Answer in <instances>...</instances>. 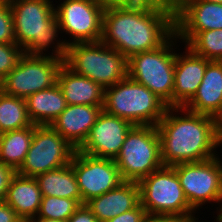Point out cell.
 Listing matches in <instances>:
<instances>
[{"mask_svg":"<svg viewBox=\"0 0 222 222\" xmlns=\"http://www.w3.org/2000/svg\"><path fill=\"white\" fill-rule=\"evenodd\" d=\"M137 183L148 215L195 217L172 166H162Z\"/></svg>","mask_w":222,"mask_h":222,"instance_id":"ba28073f","label":"cell"},{"mask_svg":"<svg viewBox=\"0 0 222 222\" xmlns=\"http://www.w3.org/2000/svg\"><path fill=\"white\" fill-rule=\"evenodd\" d=\"M149 5L166 8L172 13H176L188 0H138Z\"/></svg>","mask_w":222,"mask_h":222,"instance_id":"d6a6232c","label":"cell"},{"mask_svg":"<svg viewBox=\"0 0 222 222\" xmlns=\"http://www.w3.org/2000/svg\"><path fill=\"white\" fill-rule=\"evenodd\" d=\"M222 145V117L218 120V146Z\"/></svg>","mask_w":222,"mask_h":222,"instance_id":"d590c367","label":"cell"},{"mask_svg":"<svg viewBox=\"0 0 222 222\" xmlns=\"http://www.w3.org/2000/svg\"><path fill=\"white\" fill-rule=\"evenodd\" d=\"M103 106L67 105L51 123V127L76 150L86 140Z\"/></svg>","mask_w":222,"mask_h":222,"instance_id":"e0dca14e","label":"cell"},{"mask_svg":"<svg viewBox=\"0 0 222 222\" xmlns=\"http://www.w3.org/2000/svg\"><path fill=\"white\" fill-rule=\"evenodd\" d=\"M204 1L211 2V3L222 4V0H204Z\"/></svg>","mask_w":222,"mask_h":222,"instance_id":"f35d334b","label":"cell"},{"mask_svg":"<svg viewBox=\"0 0 222 222\" xmlns=\"http://www.w3.org/2000/svg\"><path fill=\"white\" fill-rule=\"evenodd\" d=\"M145 222H198V218L188 216L148 215Z\"/></svg>","mask_w":222,"mask_h":222,"instance_id":"836d02e7","label":"cell"},{"mask_svg":"<svg viewBox=\"0 0 222 222\" xmlns=\"http://www.w3.org/2000/svg\"><path fill=\"white\" fill-rule=\"evenodd\" d=\"M33 222H63L56 219H48V218H34L32 219Z\"/></svg>","mask_w":222,"mask_h":222,"instance_id":"8d00e7d4","label":"cell"},{"mask_svg":"<svg viewBox=\"0 0 222 222\" xmlns=\"http://www.w3.org/2000/svg\"><path fill=\"white\" fill-rule=\"evenodd\" d=\"M15 173L11 167L0 162V201H4L9 182Z\"/></svg>","mask_w":222,"mask_h":222,"instance_id":"4dcf8cb0","label":"cell"},{"mask_svg":"<svg viewBox=\"0 0 222 222\" xmlns=\"http://www.w3.org/2000/svg\"><path fill=\"white\" fill-rule=\"evenodd\" d=\"M185 52H176L174 69L173 107H184L197 93L210 60L195 54L184 46ZM185 53V55H184Z\"/></svg>","mask_w":222,"mask_h":222,"instance_id":"2e32d148","label":"cell"},{"mask_svg":"<svg viewBox=\"0 0 222 222\" xmlns=\"http://www.w3.org/2000/svg\"><path fill=\"white\" fill-rule=\"evenodd\" d=\"M186 46L207 60L222 61V29L198 32Z\"/></svg>","mask_w":222,"mask_h":222,"instance_id":"484cf974","label":"cell"},{"mask_svg":"<svg viewBox=\"0 0 222 222\" xmlns=\"http://www.w3.org/2000/svg\"><path fill=\"white\" fill-rule=\"evenodd\" d=\"M108 0H63L55 13L61 32L70 36L65 40L74 43L101 41L103 12Z\"/></svg>","mask_w":222,"mask_h":222,"instance_id":"7c38bea8","label":"cell"},{"mask_svg":"<svg viewBox=\"0 0 222 222\" xmlns=\"http://www.w3.org/2000/svg\"><path fill=\"white\" fill-rule=\"evenodd\" d=\"M42 193L35 177L15 173L6 192L4 202L11 206L22 220L34 219L40 209Z\"/></svg>","mask_w":222,"mask_h":222,"instance_id":"44dd1931","label":"cell"},{"mask_svg":"<svg viewBox=\"0 0 222 222\" xmlns=\"http://www.w3.org/2000/svg\"><path fill=\"white\" fill-rule=\"evenodd\" d=\"M215 156L202 162L179 163L175 169L190 207L222 202V160Z\"/></svg>","mask_w":222,"mask_h":222,"instance_id":"8fae6325","label":"cell"},{"mask_svg":"<svg viewBox=\"0 0 222 222\" xmlns=\"http://www.w3.org/2000/svg\"><path fill=\"white\" fill-rule=\"evenodd\" d=\"M35 178L42 196L69 198L82 204V196L71 164L41 173Z\"/></svg>","mask_w":222,"mask_h":222,"instance_id":"603a6c76","label":"cell"},{"mask_svg":"<svg viewBox=\"0 0 222 222\" xmlns=\"http://www.w3.org/2000/svg\"><path fill=\"white\" fill-rule=\"evenodd\" d=\"M33 135L34 124L2 133L0 136V162L16 172L25 160Z\"/></svg>","mask_w":222,"mask_h":222,"instance_id":"cb8c5ba5","label":"cell"},{"mask_svg":"<svg viewBox=\"0 0 222 222\" xmlns=\"http://www.w3.org/2000/svg\"><path fill=\"white\" fill-rule=\"evenodd\" d=\"M57 84L67 105L103 106L104 89L99 83L79 75L65 63L59 69Z\"/></svg>","mask_w":222,"mask_h":222,"instance_id":"ffe728a7","label":"cell"},{"mask_svg":"<svg viewBox=\"0 0 222 222\" xmlns=\"http://www.w3.org/2000/svg\"><path fill=\"white\" fill-rule=\"evenodd\" d=\"M25 99L0 93V133L32 126Z\"/></svg>","mask_w":222,"mask_h":222,"instance_id":"d4e9b609","label":"cell"},{"mask_svg":"<svg viewBox=\"0 0 222 222\" xmlns=\"http://www.w3.org/2000/svg\"><path fill=\"white\" fill-rule=\"evenodd\" d=\"M220 207V208H219ZM219 207L218 208H216L217 209V211H218V215H217V217L215 218L216 219V222H222V203H221V205L219 204ZM219 209V210H218Z\"/></svg>","mask_w":222,"mask_h":222,"instance_id":"74e56055","label":"cell"},{"mask_svg":"<svg viewBox=\"0 0 222 222\" xmlns=\"http://www.w3.org/2000/svg\"><path fill=\"white\" fill-rule=\"evenodd\" d=\"M129 121L102 110L86 140L77 151L98 158L116 159L122 144L133 127Z\"/></svg>","mask_w":222,"mask_h":222,"instance_id":"5bb4252c","label":"cell"},{"mask_svg":"<svg viewBox=\"0 0 222 222\" xmlns=\"http://www.w3.org/2000/svg\"><path fill=\"white\" fill-rule=\"evenodd\" d=\"M147 216L146 209L139 204L136 208L117 215L107 222H145Z\"/></svg>","mask_w":222,"mask_h":222,"instance_id":"f546056e","label":"cell"},{"mask_svg":"<svg viewBox=\"0 0 222 222\" xmlns=\"http://www.w3.org/2000/svg\"><path fill=\"white\" fill-rule=\"evenodd\" d=\"M157 130L163 166L202 162L218 155V120L214 117L168 107Z\"/></svg>","mask_w":222,"mask_h":222,"instance_id":"7a4b0ae2","label":"cell"},{"mask_svg":"<svg viewBox=\"0 0 222 222\" xmlns=\"http://www.w3.org/2000/svg\"><path fill=\"white\" fill-rule=\"evenodd\" d=\"M115 163L124 181L138 182L163 166L157 126L134 125Z\"/></svg>","mask_w":222,"mask_h":222,"instance_id":"52a82bcc","label":"cell"},{"mask_svg":"<svg viewBox=\"0 0 222 222\" xmlns=\"http://www.w3.org/2000/svg\"><path fill=\"white\" fill-rule=\"evenodd\" d=\"M176 41L179 39L174 34L161 47L135 53L127 59L128 77L146 86L168 107H173L175 51H177L173 47L175 48L178 43Z\"/></svg>","mask_w":222,"mask_h":222,"instance_id":"5b68a950","label":"cell"},{"mask_svg":"<svg viewBox=\"0 0 222 222\" xmlns=\"http://www.w3.org/2000/svg\"><path fill=\"white\" fill-rule=\"evenodd\" d=\"M3 91V77L0 75V93Z\"/></svg>","mask_w":222,"mask_h":222,"instance_id":"ab89813d","label":"cell"},{"mask_svg":"<svg viewBox=\"0 0 222 222\" xmlns=\"http://www.w3.org/2000/svg\"><path fill=\"white\" fill-rule=\"evenodd\" d=\"M222 29V4L188 0L175 13V34L185 45L198 33Z\"/></svg>","mask_w":222,"mask_h":222,"instance_id":"9a60e30c","label":"cell"},{"mask_svg":"<svg viewBox=\"0 0 222 222\" xmlns=\"http://www.w3.org/2000/svg\"><path fill=\"white\" fill-rule=\"evenodd\" d=\"M61 60L51 55L25 54L17 66L3 78V93L26 99L30 95L57 83Z\"/></svg>","mask_w":222,"mask_h":222,"instance_id":"30bf717a","label":"cell"},{"mask_svg":"<svg viewBox=\"0 0 222 222\" xmlns=\"http://www.w3.org/2000/svg\"><path fill=\"white\" fill-rule=\"evenodd\" d=\"M25 102L28 115L34 125H51L67 106L57 83L30 95Z\"/></svg>","mask_w":222,"mask_h":222,"instance_id":"7402d4cb","label":"cell"},{"mask_svg":"<svg viewBox=\"0 0 222 222\" xmlns=\"http://www.w3.org/2000/svg\"><path fill=\"white\" fill-rule=\"evenodd\" d=\"M24 50L16 43H0V75L4 78L14 69Z\"/></svg>","mask_w":222,"mask_h":222,"instance_id":"83f0119b","label":"cell"},{"mask_svg":"<svg viewBox=\"0 0 222 222\" xmlns=\"http://www.w3.org/2000/svg\"><path fill=\"white\" fill-rule=\"evenodd\" d=\"M21 222H33L32 220H22Z\"/></svg>","mask_w":222,"mask_h":222,"instance_id":"b9f144b4","label":"cell"},{"mask_svg":"<svg viewBox=\"0 0 222 222\" xmlns=\"http://www.w3.org/2000/svg\"><path fill=\"white\" fill-rule=\"evenodd\" d=\"M70 164L82 196V204L124 182L114 159L93 157L76 150Z\"/></svg>","mask_w":222,"mask_h":222,"instance_id":"4fadbf2b","label":"cell"},{"mask_svg":"<svg viewBox=\"0 0 222 222\" xmlns=\"http://www.w3.org/2000/svg\"><path fill=\"white\" fill-rule=\"evenodd\" d=\"M81 204L77 200L56 196H42L35 218L56 219L66 222Z\"/></svg>","mask_w":222,"mask_h":222,"instance_id":"4316f807","label":"cell"},{"mask_svg":"<svg viewBox=\"0 0 222 222\" xmlns=\"http://www.w3.org/2000/svg\"><path fill=\"white\" fill-rule=\"evenodd\" d=\"M187 110L222 117V61H210L197 93L184 106Z\"/></svg>","mask_w":222,"mask_h":222,"instance_id":"d6986e66","label":"cell"},{"mask_svg":"<svg viewBox=\"0 0 222 222\" xmlns=\"http://www.w3.org/2000/svg\"><path fill=\"white\" fill-rule=\"evenodd\" d=\"M10 8L15 41L25 54L51 55L65 61L68 45L65 39L57 38L62 32L57 23L53 1L23 0L11 3ZM51 45L54 48L52 54L48 53L49 47L52 48Z\"/></svg>","mask_w":222,"mask_h":222,"instance_id":"3957f363","label":"cell"},{"mask_svg":"<svg viewBox=\"0 0 222 222\" xmlns=\"http://www.w3.org/2000/svg\"><path fill=\"white\" fill-rule=\"evenodd\" d=\"M167 108L146 86L128 76L104 89L103 111L132 125L157 126Z\"/></svg>","mask_w":222,"mask_h":222,"instance_id":"277c9868","label":"cell"},{"mask_svg":"<svg viewBox=\"0 0 222 222\" xmlns=\"http://www.w3.org/2000/svg\"><path fill=\"white\" fill-rule=\"evenodd\" d=\"M175 34V14L138 0H108L101 41L127 59L164 45Z\"/></svg>","mask_w":222,"mask_h":222,"instance_id":"6da1fadb","label":"cell"},{"mask_svg":"<svg viewBox=\"0 0 222 222\" xmlns=\"http://www.w3.org/2000/svg\"><path fill=\"white\" fill-rule=\"evenodd\" d=\"M0 43H16L10 4L0 0Z\"/></svg>","mask_w":222,"mask_h":222,"instance_id":"f1b7e54d","label":"cell"},{"mask_svg":"<svg viewBox=\"0 0 222 222\" xmlns=\"http://www.w3.org/2000/svg\"><path fill=\"white\" fill-rule=\"evenodd\" d=\"M66 222H98V220L86 204H81Z\"/></svg>","mask_w":222,"mask_h":222,"instance_id":"1f68e13d","label":"cell"},{"mask_svg":"<svg viewBox=\"0 0 222 222\" xmlns=\"http://www.w3.org/2000/svg\"><path fill=\"white\" fill-rule=\"evenodd\" d=\"M76 152L67 140L50 125H34V135L24 162L16 171L26 177H36L70 164Z\"/></svg>","mask_w":222,"mask_h":222,"instance_id":"9c48e42d","label":"cell"},{"mask_svg":"<svg viewBox=\"0 0 222 222\" xmlns=\"http://www.w3.org/2000/svg\"><path fill=\"white\" fill-rule=\"evenodd\" d=\"M16 211L4 201H0V222H21Z\"/></svg>","mask_w":222,"mask_h":222,"instance_id":"e575fe53","label":"cell"},{"mask_svg":"<svg viewBox=\"0 0 222 222\" xmlns=\"http://www.w3.org/2000/svg\"><path fill=\"white\" fill-rule=\"evenodd\" d=\"M7 3L11 4V3H15L18 1H23V0H5Z\"/></svg>","mask_w":222,"mask_h":222,"instance_id":"60d3db41","label":"cell"},{"mask_svg":"<svg viewBox=\"0 0 222 222\" xmlns=\"http://www.w3.org/2000/svg\"><path fill=\"white\" fill-rule=\"evenodd\" d=\"M98 222H107L140 204V190L137 182L124 181L118 187L85 203Z\"/></svg>","mask_w":222,"mask_h":222,"instance_id":"ac0fdd59","label":"cell"},{"mask_svg":"<svg viewBox=\"0 0 222 222\" xmlns=\"http://www.w3.org/2000/svg\"><path fill=\"white\" fill-rule=\"evenodd\" d=\"M64 63L103 88L113 86L128 76L127 58L102 41L69 45Z\"/></svg>","mask_w":222,"mask_h":222,"instance_id":"8992f818","label":"cell"}]
</instances>
